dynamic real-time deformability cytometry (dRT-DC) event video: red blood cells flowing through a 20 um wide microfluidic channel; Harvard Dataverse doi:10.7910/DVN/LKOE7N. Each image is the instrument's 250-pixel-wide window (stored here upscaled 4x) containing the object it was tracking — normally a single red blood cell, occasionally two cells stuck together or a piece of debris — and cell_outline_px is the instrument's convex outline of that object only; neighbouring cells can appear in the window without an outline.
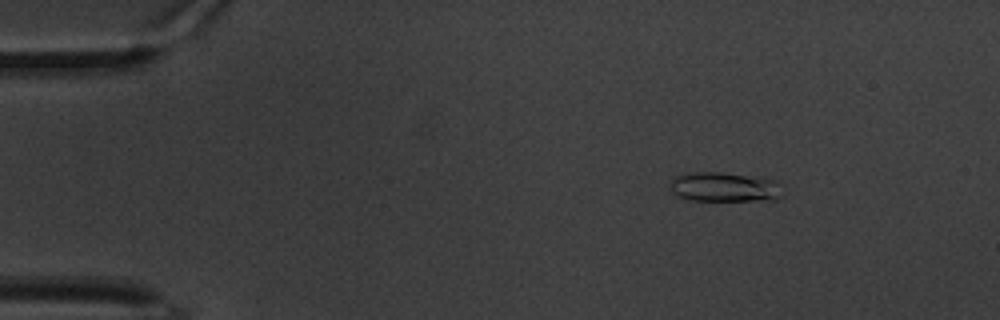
{"species": "common noctule bat (a hibernating species)", "species_latin": "Nyctalus noctula", "temperature_condition": "warm", "stored_images_in_passage": 20, "camera_frame_rate_fps": 3000, "um_per_image_px": 0.085, "animal": {"sex": "male", "body_mass_g": 20.1, "forearm_length_mm": 53.5}, "frame": {"image": 1, "passage_image": 9, "time_ms": 2.667, "image_size_px": [1000, 320], "cell_outline_px": [[784, 196], [776, 200], [692, 200], [680, 196], [672, 192], [668, 188], [672, 180], [676, 176], [692, 172], [720, 172], [776, 180]], "centroid_in_image_um": [61.59, 15.9], "position_along_channel_um": 23.4, "area_um2": 19.25}}